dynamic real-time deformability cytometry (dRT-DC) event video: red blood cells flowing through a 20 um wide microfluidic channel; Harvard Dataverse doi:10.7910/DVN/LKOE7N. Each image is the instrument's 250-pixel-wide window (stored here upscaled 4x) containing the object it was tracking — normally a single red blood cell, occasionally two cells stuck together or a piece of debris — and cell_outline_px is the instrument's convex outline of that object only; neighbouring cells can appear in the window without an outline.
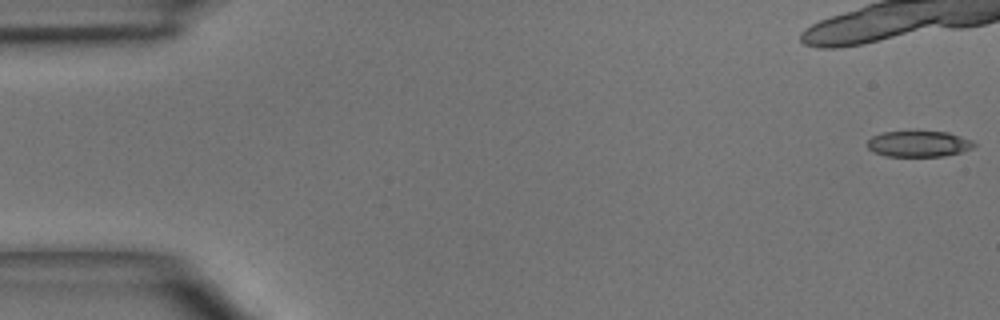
{"species": "common noctule bat (a hibernating species)", "species_latin": "Nyctalus noctula", "temperature_condition": "room temperature", "stored_images_in_passage": 5, "segment_of_instrument_passage": [1, 2], "camera_frame_rate_fps": 3000, "um_per_image_px": 0.085, "animal": {"sex": "male", "body_mass_g": 15.6}, "frame": {"image": 1, "passage_image": 1, "time_ms": 0.0, "image_size_px": [1000, 320], "cell_outline_px": [[976, 144], [972, 148], [960, 152], [944, 156], [888, 156], [872, 152], [868, 148], [868, 140], [872, 136], [884, 132], [948, 132], [972, 140]], "centroid_in_image_um": [78.08, 12.23], "position_along_channel_um": 6.9, "area_um2": 15.95}}